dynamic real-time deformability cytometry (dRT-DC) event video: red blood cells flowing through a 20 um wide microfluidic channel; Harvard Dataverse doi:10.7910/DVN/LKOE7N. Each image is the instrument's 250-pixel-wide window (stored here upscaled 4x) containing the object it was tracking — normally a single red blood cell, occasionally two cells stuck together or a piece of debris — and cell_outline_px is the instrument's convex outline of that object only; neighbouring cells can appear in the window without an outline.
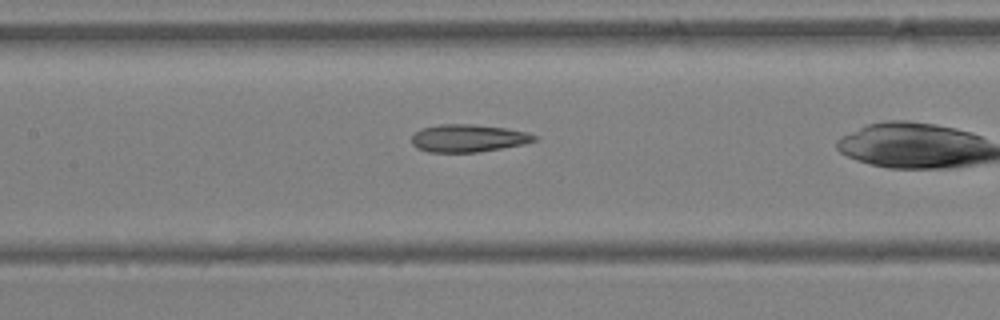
{"species": "Egyptian fruit bat (a non-hibernating species)", "species_latin": "Rousettus aegyptiacus", "temperature_condition": "warm", "stored_images_in_passage": 21, "camera_frame_rate_fps": 3000, "um_per_image_px": 0.085, "animal": {"sex": "female"}, "frame": {"image": 1, "passage_image": 10, "time_ms": 3.0, "image_size_px": [1000, 320], "cell_outline_px": [[536, 140], [524, 144], [476, 152], [428, 152], [416, 148], [412, 144], [412, 136], [420, 128], [440, 124], [472, 124], [504, 128], [528, 132], [536, 136]], "centroid_in_image_um": [39.76, 11.74], "position_along_channel_um": 167.6, "area_um2": 19.65}}